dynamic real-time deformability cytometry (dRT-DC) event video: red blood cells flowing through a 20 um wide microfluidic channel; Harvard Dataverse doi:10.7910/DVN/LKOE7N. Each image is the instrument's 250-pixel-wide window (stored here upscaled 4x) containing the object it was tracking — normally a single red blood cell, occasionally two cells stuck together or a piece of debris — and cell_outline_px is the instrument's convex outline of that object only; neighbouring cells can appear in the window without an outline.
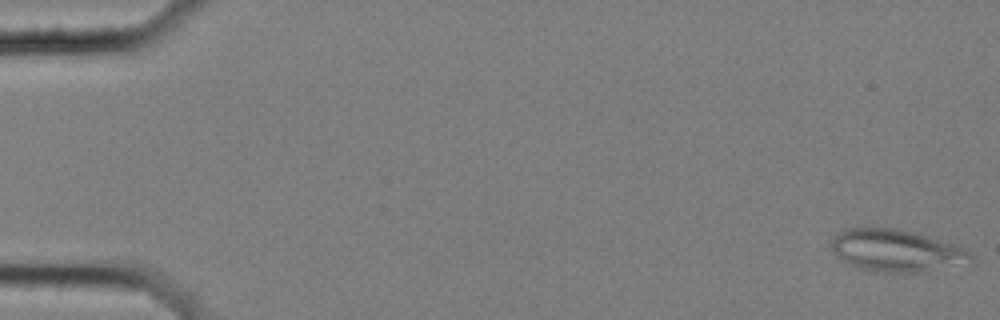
{"species": "common noctule bat (a hibernating species)", "species_latin": "Nyctalus noctula", "temperature_condition": "cold", "stored_images_in_passage": 22, "camera_frame_rate_fps": 3000, "um_per_image_px": 0.085, "animal": {"sex": "female", "body_mass_g": 25.1}, "frame": {"image": 1, "passage_image": 1, "time_ms": 0.0, "image_size_px": [1000, 320], "cell_outline_px": [[972, 256], [924, 272], [884, 272], [856, 268], [844, 260], [832, 248], [832, 240], [836, 232], [844, 228], [896, 228], [916, 232], [956, 244], [968, 248]], "centroid_in_image_um": [76.09, 21.25], "position_along_channel_um": 8.9, "area_um2": 33.29}}